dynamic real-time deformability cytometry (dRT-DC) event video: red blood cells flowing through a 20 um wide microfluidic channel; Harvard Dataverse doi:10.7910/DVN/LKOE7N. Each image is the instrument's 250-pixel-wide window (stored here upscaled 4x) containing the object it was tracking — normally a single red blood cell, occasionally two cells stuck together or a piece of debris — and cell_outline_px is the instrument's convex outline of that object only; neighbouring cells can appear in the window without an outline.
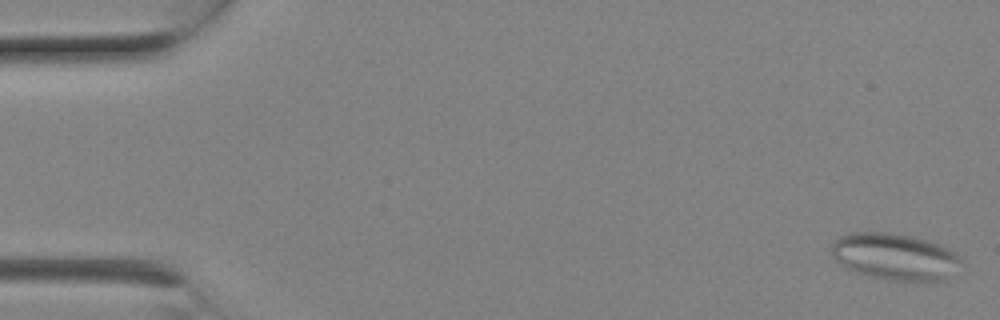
{"species": "Egyptian fruit bat (a non-hibernating species)", "species_latin": "Rousettus aegyptiacus", "temperature_condition": "room temperature", "stored_images_in_passage": 10, "camera_frame_rate_fps": 3000, "um_per_image_px": 0.085, "animal": {"sex": "female"}, "frame": {"image": 1, "passage_image": 1, "time_ms": 0.0, "image_size_px": [1000, 320], "cell_outline_px": [[960, 260], [944, 280], [892, 280], [868, 276], [852, 272], [840, 264], [832, 256], [832, 244], [840, 236], [852, 232], [888, 232], [908, 236], [924, 240], [936, 244], [960, 256]], "centroid_in_image_um": [75.94, 21.81], "position_along_channel_um": 9.1, "area_um2": 34.39}}
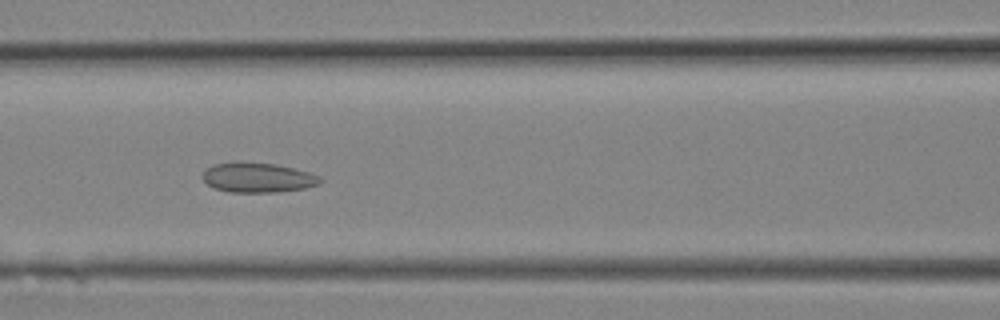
{"frame": {"image": 2, "passage_image": 9, "time_ms": 2.667, "image_size_px": [1000, 320], "cell_outline_px": [[324, 180], [320, 184], [304, 188], [276, 192], [228, 192], [212, 188], [204, 180], [204, 172], [212, 164], [276, 164], [308, 172], [320, 176]], "centroid_in_image_um": [21.96, 15.13], "position_along_channel_um": 144.6, "area_um2": 19.77}}
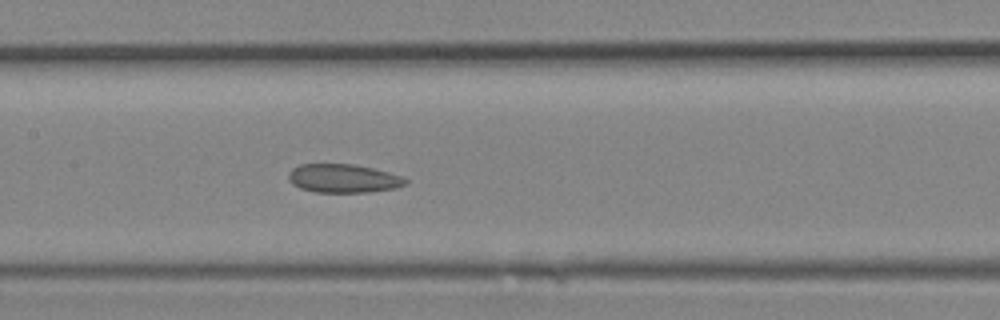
{"frame": {"image": 3, "passage_image": 10, "time_ms": 3.0, "image_size_px": [1000, 320], "cell_outline_px": [[408, 184], [396, 188], [368, 192], [316, 192], [300, 188], [292, 184], [288, 180], [288, 172], [292, 168], [300, 164], [352, 164], [372, 168], [388, 172], [400, 176], [408, 180]], "centroid_in_image_um": [29.16, 15.16], "position_along_channel_um": 178.2, "area_um2": 19.54}}